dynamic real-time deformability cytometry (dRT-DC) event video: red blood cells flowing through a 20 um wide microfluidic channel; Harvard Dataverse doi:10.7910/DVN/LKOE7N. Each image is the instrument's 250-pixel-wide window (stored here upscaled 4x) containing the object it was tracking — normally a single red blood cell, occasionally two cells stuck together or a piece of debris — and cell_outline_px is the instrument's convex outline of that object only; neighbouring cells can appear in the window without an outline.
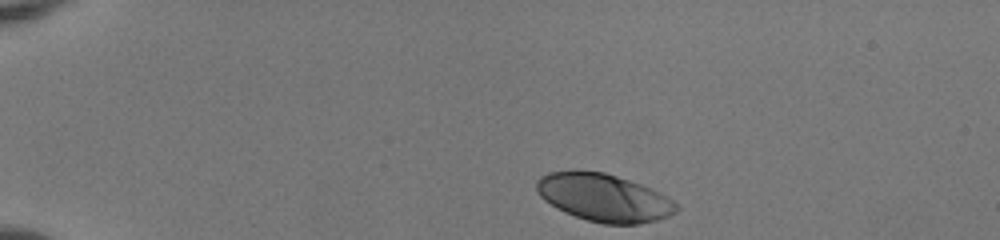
{"species": "human", "species_latin": "Homo sapiens", "temperature_condition": "room temperature", "stored_images_in_passage": 42, "camera_frame_rate_fps": 3000, "um_per_image_px": 0.085, "donor": {"sex": "female"}, "frame": {"image": 1, "passage_image": 1, "time_ms": 0.0, "image_size_px": [1000, 240], "cell_outline_px": [[680, 208], [676, 212], [668, 216], [656, 220], [640, 224], [604, 224], [588, 220], [564, 212], [556, 208], [544, 200], [536, 192], [536, 180], [540, 176], [548, 172], [572, 168], [576, 168], [604, 172], [652, 188], [660, 192], [672, 200]], "centroid_in_image_um": [51.28, 16.77], "position_along_channel_um": 33.7, "area_um2": 39.42}}
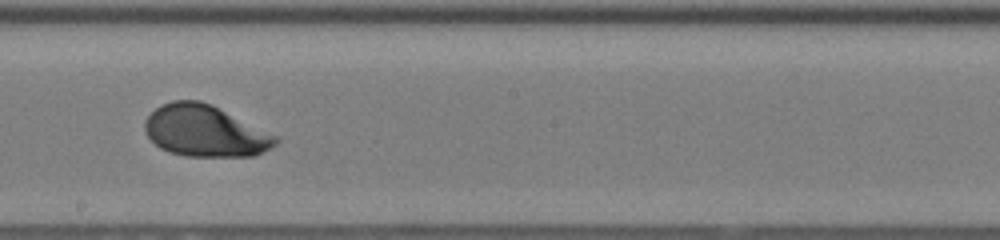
{"frame": {"image": 2, "passage_image": 22, "time_ms": 7.0, "image_size_px": [1000, 240], "cell_outline_px": [[280, 140], [276, 144], [256, 156], [188, 156], [168, 152], [160, 148], [144, 132], [144, 120], [160, 104], [172, 100], [200, 100], [276, 136]], "centroid_in_image_um": [17.37, 11.14], "position_along_channel_um": 230.8, "area_um2": 38.73}}
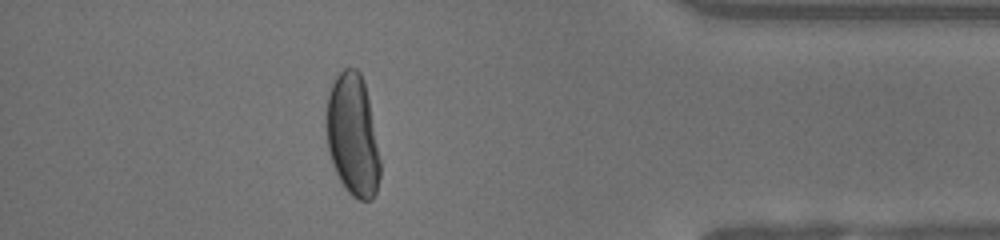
{"frame": {"image": 3, "passage_image": 37, "time_ms": 12.0, "image_size_px": [1000, 240], "cell_outline_px": [[380, 176], [376, 192], [372, 200], [360, 200], [352, 196], [344, 188], [332, 164], [328, 152], [324, 128], [324, 112], [328, 96], [332, 84], [336, 76], [344, 68], [356, 68], [360, 72], [364, 80], [380, 160]], "centroid_in_image_um": [29.93, 11.5], "position_along_channel_um": 405.3, "area_um2": 38.67}, "authors_computed_cell_mechanics": {"area_um2": 39.304, "velocity_mm_per_s": 4.0227, "shape_relaxation_time_tau1_ms": 4.1276, "shape_relaxation_time_tau2_ms": 0.705, "deformation_change_tau1": 0.209, "deformation_change_tau2": 0.0424}}